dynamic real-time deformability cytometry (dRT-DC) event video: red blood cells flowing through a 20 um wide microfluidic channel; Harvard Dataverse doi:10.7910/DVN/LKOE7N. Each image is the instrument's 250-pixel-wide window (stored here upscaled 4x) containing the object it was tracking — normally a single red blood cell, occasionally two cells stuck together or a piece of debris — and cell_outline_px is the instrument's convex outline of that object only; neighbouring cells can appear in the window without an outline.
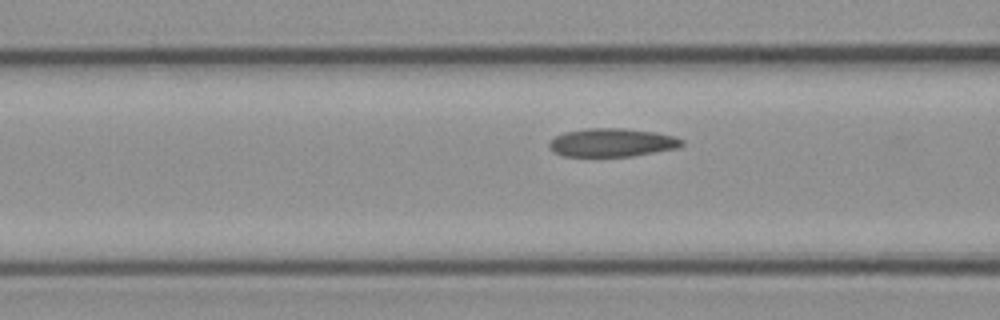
{"species": "common noctule bat (a hibernating species)", "species_latin": "Nyctalus noctula", "temperature_condition": "cold", "stored_images_in_passage": 12, "camera_frame_rate_fps": 3000, "um_per_image_px": 0.085, "animal": {"sex": "female", "body_mass_g": 21.9}, "frame": {"image": 1, "passage_image": 10, "time_ms": 3.0, "image_size_px": [1000, 320], "cell_outline_px": [[684, 144], [676, 148], [632, 156], [564, 156], [552, 152], [548, 148], [548, 144], [556, 136], [564, 132], [588, 128], [624, 128], [656, 132], [676, 136], [684, 140]], "centroid_in_image_um": [52.02, 12.11], "position_along_channel_um": 114.6, "area_um2": 22.02}}